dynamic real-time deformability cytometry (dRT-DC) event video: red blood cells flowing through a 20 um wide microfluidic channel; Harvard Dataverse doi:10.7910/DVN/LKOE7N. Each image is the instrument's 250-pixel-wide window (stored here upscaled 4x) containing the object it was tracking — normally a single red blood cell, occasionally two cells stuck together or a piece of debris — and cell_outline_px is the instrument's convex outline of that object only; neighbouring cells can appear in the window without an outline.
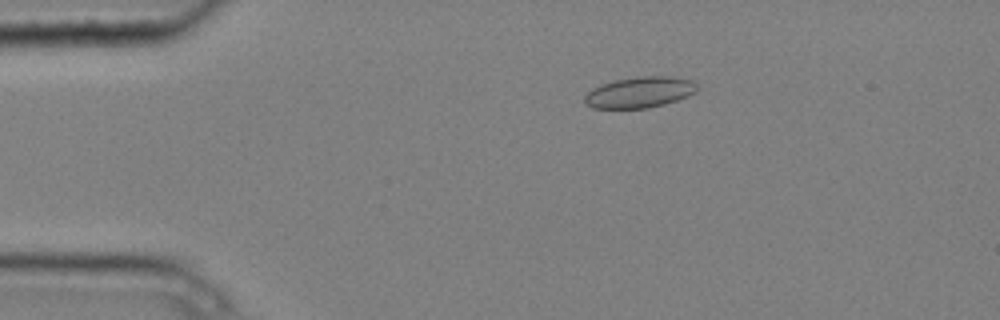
{"species": "common noctule bat (a hibernating species)", "species_latin": "Nyctalus noctula", "temperature_condition": "cold", "stored_images_in_passage": 6, "camera_frame_rate_fps": 3000, "um_per_image_px": 0.085, "animal": {"sex": "male", "body_mass_g": 20.4}, "frame": {"image": 1, "passage_image": 2, "time_ms": 0.333, "image_size_px": [1000, 320], "cell_outline_px": [[700, 88], [696, 92], [688, 96], [664, 104], [648, 108], [592, 108], [584, 100], [584, 96], [592, 88], [600, 84], [616, 80], [636, 76], [672, 76], [692, 80]], "centroid_in_image_um": [54.4, 7.83], "position_along_channel_um": 30.6, "area_um2": 20.4}}
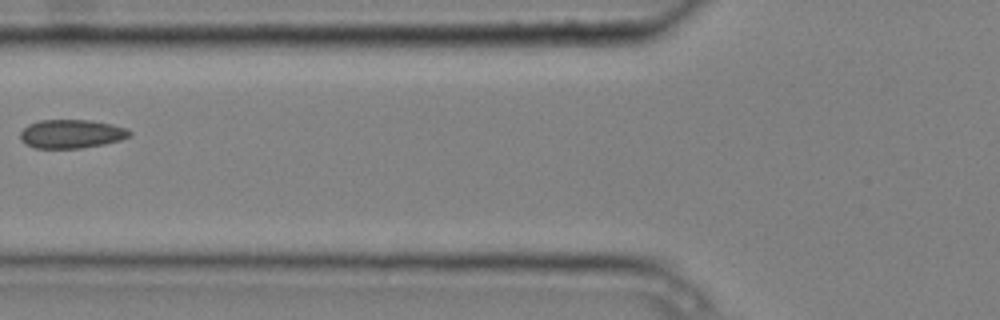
{"frame": {"image": 2, "passage_image": 5, "time_ms": 1.333, "image_size_px": [1000, 320], "cell_outline_px": [[132, 136], [120, 140], [104, 144], [80, 148], [36, 148], [24, 144], [20, 140], [20, 132], [28, 124], [40, 120], [92, 120], [112, 124], [128, 128], [132, 132]], "centroid_in_image_um": [6.08, 11.37], "position_along_channel_um": 119.7, "area_um2": 18.5}}
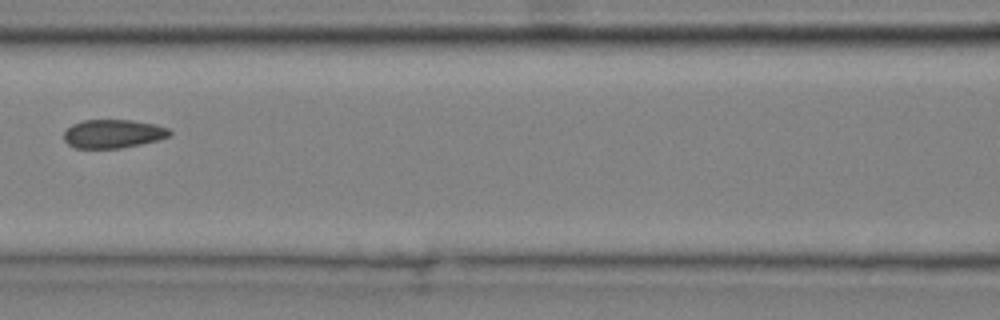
{"frame": {"image": 3, "passage_image": 6, "time_ms": 1.667, "image_size_px": [1000, 320], "cell_outline_px": [[172, 136], [160, 140], [120, 148], [76, 148], [68, 144], [64, 140], [64, 132], [72, 124], [84, 120], [132, 120], [152, 124], [168, 128], [172, 132]], "centroid_in_image_um": [9.63, 11.37], "position_along_channel_um": 157.0, "area_um2": 17.63}}